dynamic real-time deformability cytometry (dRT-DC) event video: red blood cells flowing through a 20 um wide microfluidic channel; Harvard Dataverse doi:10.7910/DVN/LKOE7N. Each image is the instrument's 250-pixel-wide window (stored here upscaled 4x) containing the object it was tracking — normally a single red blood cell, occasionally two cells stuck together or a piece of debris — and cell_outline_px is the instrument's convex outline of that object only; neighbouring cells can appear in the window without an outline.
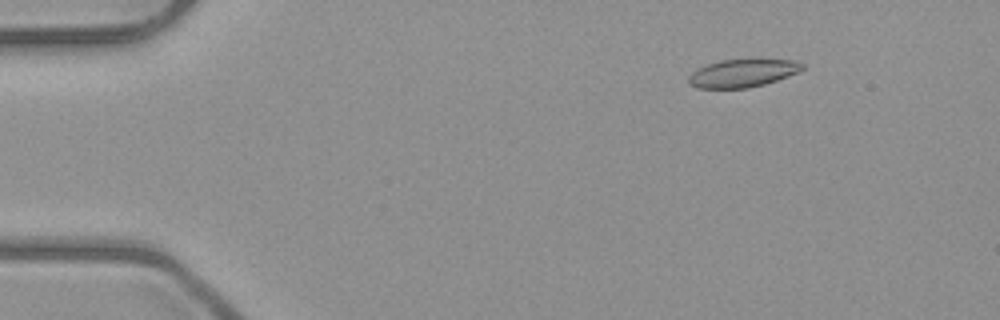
{"species": "common noctule bat (a hibernating species)", "species_latin": "Nyctalus noctula", "temperature_condition": "room temperature", "stored_images_in_passage": 6, "camera_frame_rate_fps": 3000, "um_per_image_px": 0.085, "animal": {"sex": "male", "body_mass_g": 23.1, "forearm_length_mm": 52.7}, "frame": {"image": 1, "passage_image": 2, "time_ms": 1.0, "image_size_px": [1000, 320], "cell_outline_px": [[804, 68], [800, 72], [764, 84], [748, 88], [696, 88], [688, 84], [688, 76], [696, 68], [720, 60], [792, 60], [804, 64]], "centroid_in_image_um": [63.08, 6.23], "position_along_channel_um": 21.9, "area_um2": 18.44}}
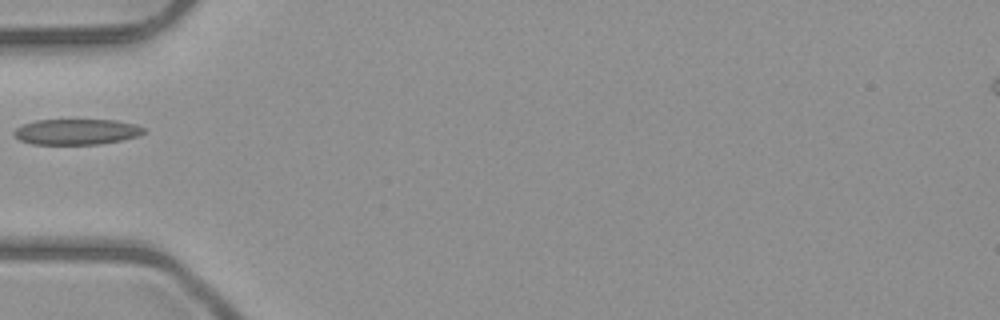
{"frame": {"image": 2, "passage_image": 5, "time_ms": 4.667, "image_size_px": [1000, 320], "cell_outline_px": [[144, 132], [136, 136], [120, 140], [100, 144], [32, 144], [20, 140], [12, 136], [12, 132], [16, 128], [24, 124], [36, 120], [116, 120], [136, 124], [144, 128]], "centroid_in_image_um": [6.46, 11.2], "position_along_channel_um": 78.5, "area_um2": 19.36}}
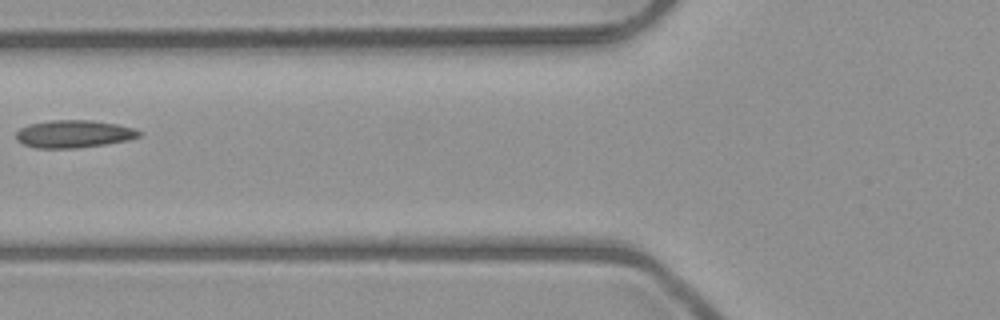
{"frame": {"image": 3, "passage_image": 6, "time_ms": 5.667, "image_size_px": [1000, 320], "cell_outline_px": [[140, 136], [128, 140], [108, 144], [80, 148], [36, 148], [24, 144], [16, 140], [16, 132], [20, 128], [28, 124], [48, 120], [92, 120], [116, 124], [132, 128], [140, 132]], "centroid_in_image_um": [6.24, 11.39], "position_along_channel_um": 119.6, "area_um2": 19.88}}